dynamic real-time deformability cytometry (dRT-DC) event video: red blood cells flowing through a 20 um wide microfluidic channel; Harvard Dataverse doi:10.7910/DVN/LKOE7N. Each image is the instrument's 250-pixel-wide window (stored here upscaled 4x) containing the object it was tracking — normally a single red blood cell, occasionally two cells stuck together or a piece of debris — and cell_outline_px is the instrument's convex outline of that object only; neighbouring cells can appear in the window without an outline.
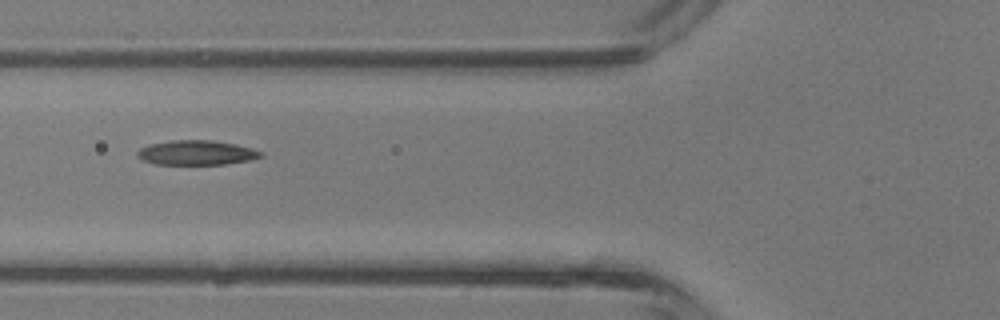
{"species": "common noctule bat (a hibernating species)", "species_latin": "Nyctalus noctula", "temperature_condition": "room temperature", "stored_images_in_passage": 4, "camera_frame_rate_fps": 3000, "um_per_image_px": 0.085, "animal": {"sex": "male", "body_mass_g": 13.3}, "frame": {"image": 1, "passage_image": 4, "time_ms": 1.0, "image_size_px": [1000, 320], "cell_outline_px": [[264, 156], [248, 160], [224, 164], [156, 164], [140, 160], [136, 156], [136, 152], [140, 148], [148, 144], [172, 140], [212, 140], [236, 144], [252, 148], [264, 152]], "centroid_in_image_um": [16.67, 12.97], "position_along_channel_um": 109.1, "area_um2": 17.86}}